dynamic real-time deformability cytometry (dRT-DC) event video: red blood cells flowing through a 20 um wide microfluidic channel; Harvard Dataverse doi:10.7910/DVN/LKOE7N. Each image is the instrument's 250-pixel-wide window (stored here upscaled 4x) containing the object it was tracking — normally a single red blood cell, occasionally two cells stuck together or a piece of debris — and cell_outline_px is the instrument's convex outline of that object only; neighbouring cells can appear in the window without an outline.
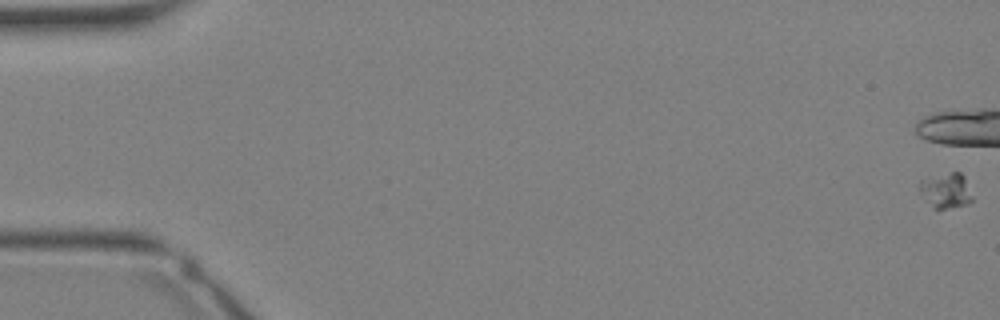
{"species": "Egyptian fruit bat (a non-hibernating species)", "species_latin": "Rousettus aegyptiacus", "temperature_condition": "warm", "stored_images_in_passage": 6, "camera_frame_rate_fps": 3000, "um_per_image_px": 0.085, "animal": {"sex": "female"}, "frame": {"image": 1, "passage_image": 1, "time_ms": 0.0, "image_size_px": [1000, 320], "cell_outline_px": [[972, 200], [968, 204], [944, 208], [932, 208], [920, 192], [920, 180], [952, 172], [960, 172], [964, 176], [972, 196]], "centroid_in_image_um": [80.42, 16.2], "position_along_channel_um": 4.6, "area_um2": 10.52}}